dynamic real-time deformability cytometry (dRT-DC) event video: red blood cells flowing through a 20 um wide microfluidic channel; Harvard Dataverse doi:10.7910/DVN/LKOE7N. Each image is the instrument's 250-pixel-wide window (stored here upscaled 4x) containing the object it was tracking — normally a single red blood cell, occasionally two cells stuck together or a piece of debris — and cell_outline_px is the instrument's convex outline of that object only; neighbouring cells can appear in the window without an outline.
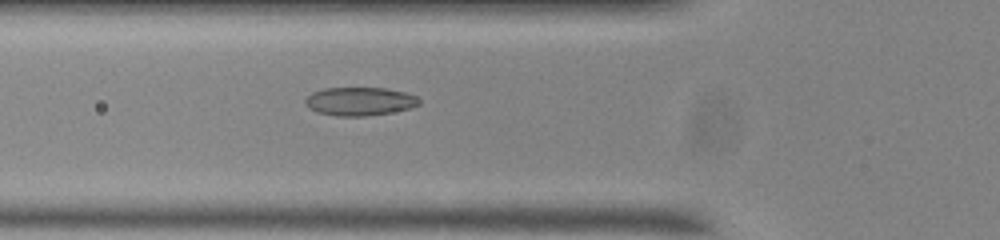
{"species": "common noctule bat (a hibernating species)", "species_latin": "Nyctalus noctula", "temperature_condition": "room temperature", "stored_images_in_passage": 39, "camera_frame_rate_fps": 3000, "um_per_image_px": 0.085, "animal": {"sex": "male", "body_mass_g": 20.0, "forearm_length_mm": 53.3}, "frame": {"image": 1, "passage_image": 3, "time_ms": 0.667, "image_size_px": [1000, 240], "cell_outline_px": [[420, 104], [408, 108], [388, 112], [364, 116], [336, 116], [316, 112], [308, 108], [304, 104], [304, 100], [312, 92], [324, 88], [384, 88], [404, 92], [416, 96], [420, 100]], "centroid_in_image_um": [30.51, 8.61], "position_along_channel_um": 95.3, "area_um2": 18.73}}
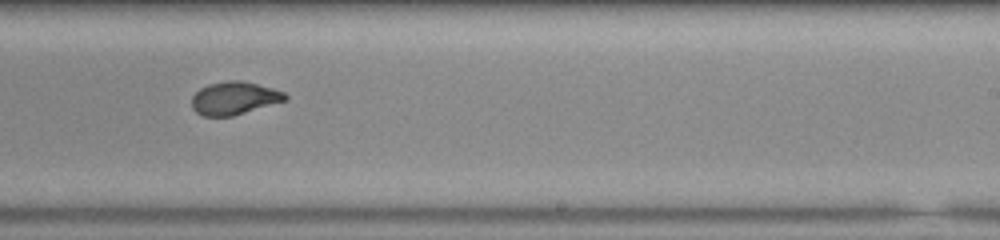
{"frame": {"image": 2, "passage_image": 17, "time_ms": 5.333, "image_size_px": [1000, 240], "cell_outline_px": [[288, 100], [232, 116], [204, 116], [196, 112], [192, 108], [192, 96], [200, 88], [208, 84], [228, 80], [240, 80], [272, 88], [284, 92], [288, 96]], "centroid_in_image_um": [19.91, 8.34], "position_along_channel_um": 269.1, "area_um2": 17.92}}
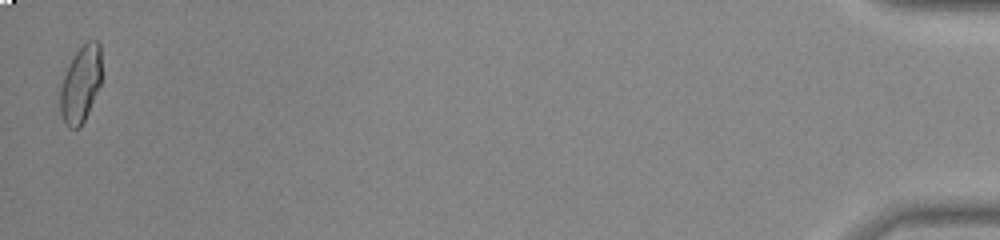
{"frame": {"image": 3, "passage_image": 38, "time_ms": 12.333, "image_size_px": [1000, 240], "cell_outline_px": [[104, 76], [88, 112], [80, 128], [68, 128], [64, 124], [60, 112], [60, 88], [68, 64], [72, 56], [88, 40], [96, 40], [100, 44]], "centroid_in_image_um": [6.89, 7.13], "position_along_channel_um": 428.3, "area_um2": 19.02}}